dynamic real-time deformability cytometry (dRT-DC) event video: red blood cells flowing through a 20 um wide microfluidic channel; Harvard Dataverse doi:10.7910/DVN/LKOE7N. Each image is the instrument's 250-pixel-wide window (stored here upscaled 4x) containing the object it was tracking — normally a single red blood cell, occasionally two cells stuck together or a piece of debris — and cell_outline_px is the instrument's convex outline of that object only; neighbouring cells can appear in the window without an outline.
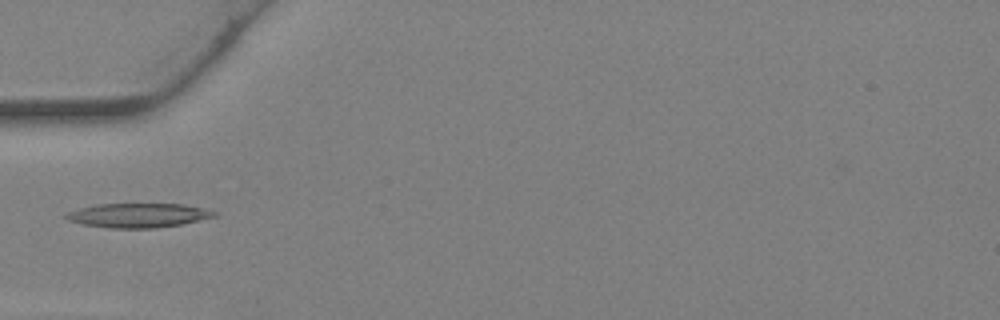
{"species": "Egyptian fruit bat (a non-hibernating species)", "species_latin": "Rousettus aegyptiacus", "temperature_condition": "warm", "stored_images_in_passage": 29, "camera_frame_rate_fps": 3000, "um_per_image_px": 0.085, "animal": {"sex": "female"}, "frame": {"image": 1, "passage_image": 4, "time_ms": 1.0, "image_size_px": [1000, 320], "cell_outline_px": [[220, 216], [180, 224], [156, 228], [112, 228], [84, 224], [68, 220], [64, 216], [68, 212], [80, 208], [96, 204], [184, 204], [204, 208], [220, 212]], "centroid_in_image_um": [11.83, 18.3], "position_along_channel_um": 73.2, "area_um2": 20.98}}
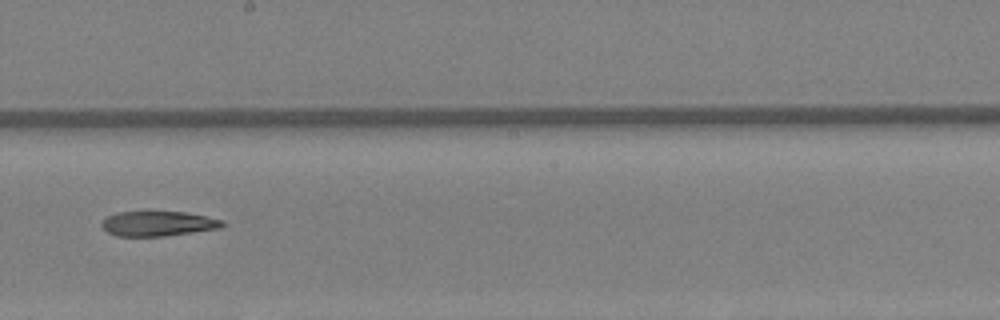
{"frame": {"image": 2, "passage_image": 13, "time_ms": 4.0, "image_size_px": [1000, 320], "cell_outline_px": [[228, 224], [224, 228], [164, 236], [116, 236], [108, 232], [100, 224], [100, 220], [116, 212], [184, 212], [224, 220]], "centroid_in_image_um": [13.47, 19.01], "position_along_channel_um": 234.7, "area_um2": 17.69}}
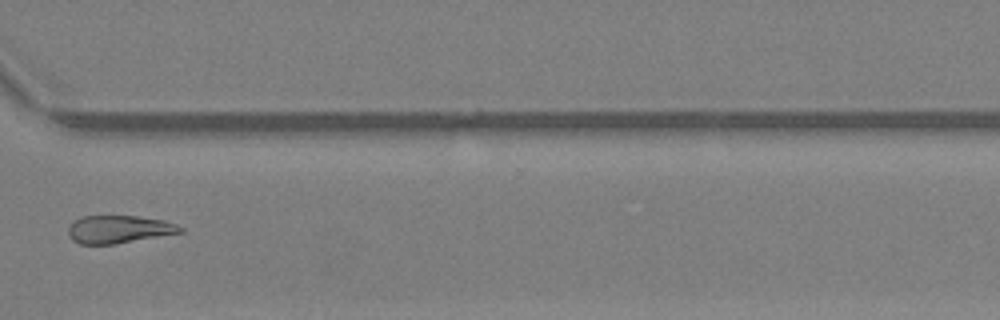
{"frame": {"image": 3, "passage_image": 20, "time_ms": 6.333, "image_size_px": [1000, 320], "cell_outline_px": [[184, 232], [116, 244], [80, 244], [72, 240], [68, 232], [68, 228], [80, 216], [136, 216], [164, 220], [176, 224], [184, 228]], "centroid_in_image_um": [10.13, 19.49], "position_along_channel_um": 360.5, "area_um2": 18.15}}